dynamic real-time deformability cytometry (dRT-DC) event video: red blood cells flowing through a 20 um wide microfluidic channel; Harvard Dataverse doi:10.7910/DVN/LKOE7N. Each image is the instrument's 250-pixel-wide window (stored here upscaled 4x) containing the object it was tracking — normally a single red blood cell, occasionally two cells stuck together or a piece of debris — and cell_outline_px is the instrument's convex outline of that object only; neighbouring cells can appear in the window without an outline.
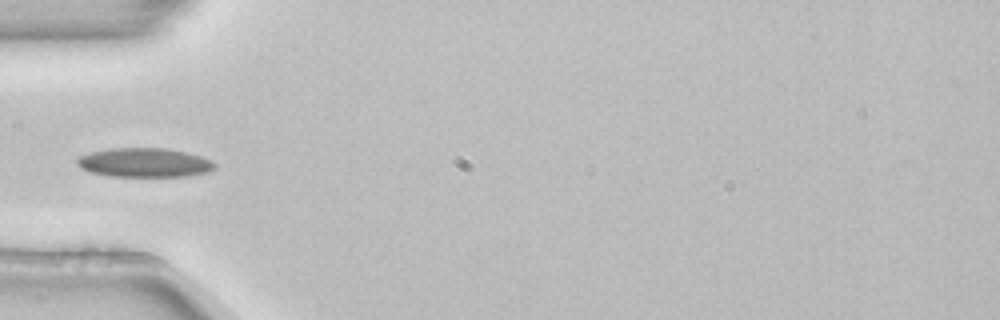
{"species": "common noctule bat (a hibernating species)", "species_latin": "Nyctalus noctula", "temperature_condition": "room temperature", "stored_images_in_passage": 4, "camera_frame_rate_fps": 3000, "um_per_image_px": 0.085, "animal": {"sex": "female", "body_mass_g": 22.7, "forearm_length_mm": 54.2}, "frame": {"image": 1, "passage_image": 4, "time_ms": 1.0, "image_size_px": [1000, 320], "cell_outline_px": [[216, 168], [208, 172], [188, 176], [108, 176], [92, 172], [80, 168], [76, 164], [76, 156], [108, 148], [168, 148], [200, 156], [212, 160], [216, 164]], "centroid_in_image_um": [12.26, 13.82], "position_along_channel_um": 72.7, "area_um2": 23.52}}